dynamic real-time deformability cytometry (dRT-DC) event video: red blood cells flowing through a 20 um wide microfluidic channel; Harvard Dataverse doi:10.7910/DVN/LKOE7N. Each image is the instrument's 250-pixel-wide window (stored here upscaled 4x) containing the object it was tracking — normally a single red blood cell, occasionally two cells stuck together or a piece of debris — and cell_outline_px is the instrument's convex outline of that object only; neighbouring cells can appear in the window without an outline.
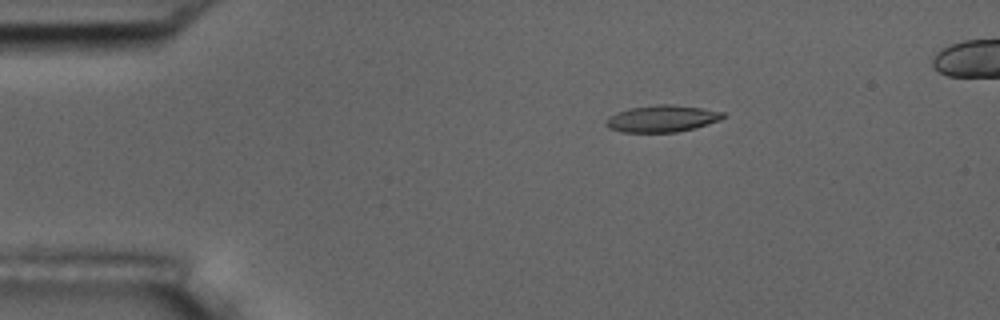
{"species": "common noctule bat (a hibernating species)", "species_latin": "Nyctalus noctula", "temperature_condition": "room temperature", "stored_images_in_passage": 5, "camera_frame_rate_fps": 3000, "um_per_image_px": 0.085, "animal": {"sex": "male", "body_mass_g": 17.5, "forearm_length_mm": 52.3}, "frame": {"image": 1, "passage_image": 2, "time_ms": 1.333, "image_size_px": [1000, 320], "cell_outline_px": [[728, 116], [720, 120], [696, 128], [676, 132], [624, 132], [608, 128], [604, 124], [608, 116], [616, 112], [628, 108], [656, 104], [672, 104], [700, 108], [724, 112]], "centroid_in_image_um": [56.27, 10.08], "position_along_channel_um": 28.7, "area_um2": 18.5}}